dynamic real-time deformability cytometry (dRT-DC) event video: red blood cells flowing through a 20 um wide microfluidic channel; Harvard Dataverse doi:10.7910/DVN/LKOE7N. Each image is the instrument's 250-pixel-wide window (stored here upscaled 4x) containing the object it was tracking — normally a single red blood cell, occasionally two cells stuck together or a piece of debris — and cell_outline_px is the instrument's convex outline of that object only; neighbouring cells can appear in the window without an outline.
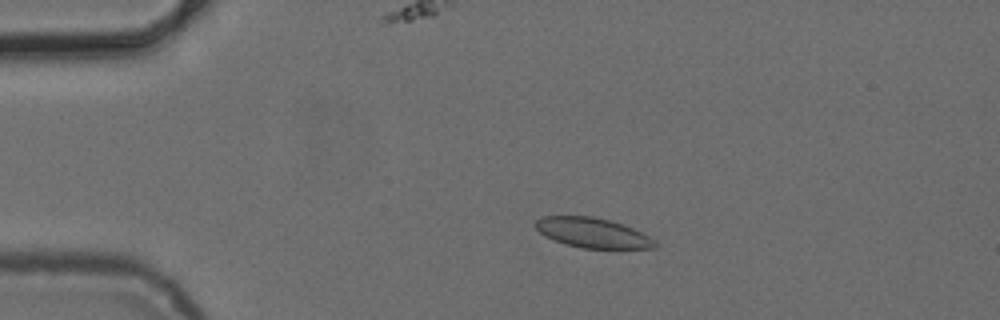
{"species": "common noctule bat (a hibernating species)", "species_latin": "Nyctalus noctula", "temperature_condition": "cold", "stored_images_in_passage": 4, "camera_frame_rate_fps": 3000, "um_per_image_px": 0.085, "animal": {"sex": "female", "body_mass_g": 24.6, "forearm_length_mm": 56.2}, "frame": {"image": 1, "passage_image": 3, "time_ms": 2.333, "image_size_px": [1000, 320], "cell_outline_px": [[656, 248], [580, 248], [544, 236], [532, 224], [536, 220], [544, 216], [592, 216], [624, 224], [648, 236], [656, 244]], "centroid_in_image_um": [50.32, 19.78], "position_along_channel_um": 34.7, "area_um2": 20.52}}